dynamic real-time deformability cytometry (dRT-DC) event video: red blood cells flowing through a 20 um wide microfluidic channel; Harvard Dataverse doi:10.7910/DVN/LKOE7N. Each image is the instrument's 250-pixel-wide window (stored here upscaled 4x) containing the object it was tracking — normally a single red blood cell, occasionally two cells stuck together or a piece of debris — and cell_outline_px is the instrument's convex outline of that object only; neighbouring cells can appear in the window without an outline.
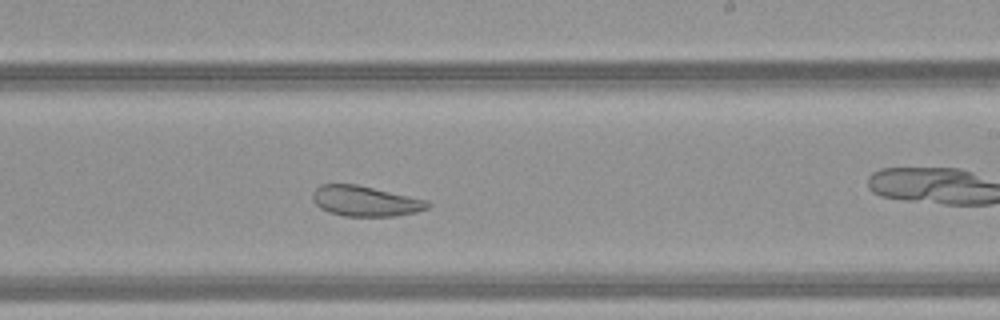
{"species": "common noctule bat (a hibernating species)", "species_latin": "Nyctalus noctula", "temperature_condition": "warm", "stored_images_in_passage": 47, "camera_frame_rate_fps": 3000, "um_per_image_px": 0.085, "animal": {"sex": "female", "body_mass_g": 21.9}, "frame": {"image": 1, "passage_image": 27, "time_ms": 8.667, "image_size_px": [1000, 320], "cell_outline_px": [[432, 204], [428, 208], [416, 212], [396, 216], [344, 216], [328, 212], [320, 208], [312, 200], [312, 192], [320, 184], [356, 184], [428, 200]], "centroid_in_image_um": [31.04, 17.09], "position_along_channel_um": 258.0, "area_um2": 20.46}}